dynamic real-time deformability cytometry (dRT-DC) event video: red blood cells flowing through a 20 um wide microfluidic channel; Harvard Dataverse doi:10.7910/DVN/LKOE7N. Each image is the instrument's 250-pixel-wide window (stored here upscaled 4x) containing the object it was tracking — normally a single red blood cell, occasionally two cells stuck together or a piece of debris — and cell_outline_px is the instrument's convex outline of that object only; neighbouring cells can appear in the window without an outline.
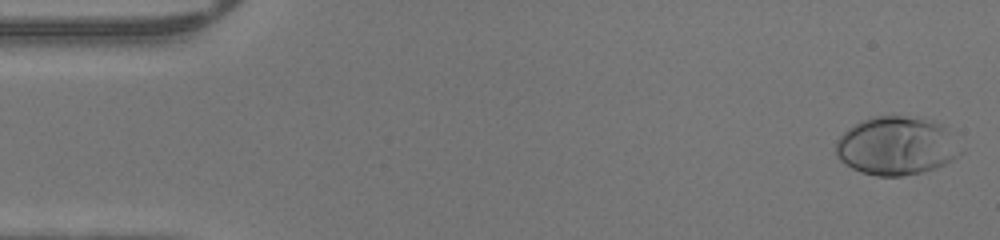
{"species": "human", "species_latin": "Homo sapiens", "temperature_condition": "warm", "stored_images_in_passage": 47, "camera_frame_rate_fps": 3000, "um_per_image_px": 0.085, "donor": {"sex": "male"}, "frame": {"image": 1, "passage_image": 1, "time_ms": 0.0, "image_size_px": [1000, 240], "cell_outline_px": [[964, 152], [952, 160], [936, 168], [924, 172], [900, 176], [876, 176], [860, 172], [844, 164], [836, 156], [836, 140], [848, 128], [860, 120], [872, 116], [916, 116], [932, 120], [944, 124]], "centroid_in_image_um": [76.2, 12.39], "position_along_channel_um": 8.8, "area_um2": 43.06}}
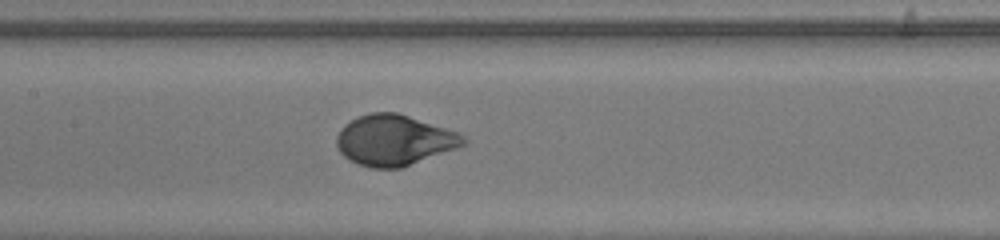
{"frame": {"image": 2, "passage_image": 22, "time_ms": 7.0, "image_size_px": [1000, 240], "cell_outline_px": [[468, 140], [464, 144], [456, 148], [400, 168], [372, 168], [356, 164], [348, 160], [340, 152], [336, 144], [336, 136], [340, 128], [344, 124], [356, 116], [368, 112], [396, 112], [460, 132]], "centroid_in_image_um": [33.47, 11.9], "position_along_channel_um": 173.9, "area_um2": 37.63}}
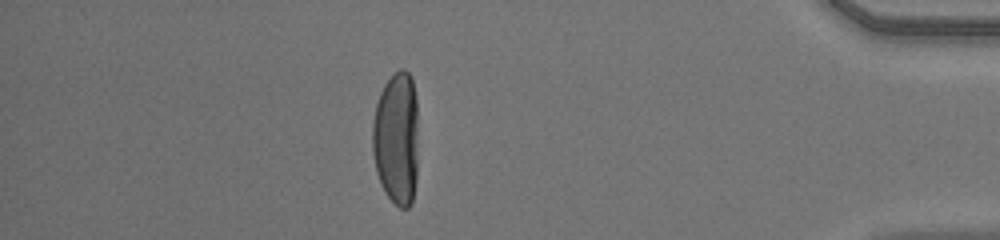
{"frame": {"image": 3, "passage_image": 41, "time_ms": 13.333, "image_size_px": [1000, 240], "cell_outline_px": [[416, 180], [412, 204], [408, 208], [400, 208], [384, 192], [380, 184], [376, 172], [372, 152], [372, 124], [376, 104], [380, 92], [384, 84], [400, 68], [404, 68], [412, 76], [416, 100]], "centroid_in_image_um": [33.68, 11.77], "position_along_channel_um": 401.5, "area_um2": 35.78}}